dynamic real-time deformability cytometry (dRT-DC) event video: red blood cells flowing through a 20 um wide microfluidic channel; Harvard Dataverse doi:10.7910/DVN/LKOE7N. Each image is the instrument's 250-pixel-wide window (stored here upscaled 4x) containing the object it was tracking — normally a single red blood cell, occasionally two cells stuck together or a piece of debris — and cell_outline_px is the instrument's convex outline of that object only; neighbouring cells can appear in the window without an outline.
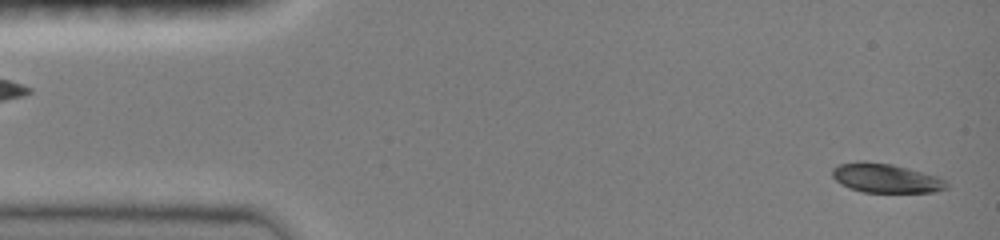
{"species": "common noctule bat (a hibernating species)", "species_latin": "Nyctalus noctula", "temperature_condition": "room temperature", "stored_images_in_passage": 3, "segment_of_instrument_passage": [2, 2], "camera_frame_rate_fps": 3000, "um_per_image_px": 0.085, "animal": {"sex": "female", "body_mass_g": 19.0, "forearm_length_mm": 51.5}, "frame": {"image": 1, "passage_image": 3, "time_ms": 0.667, "image_size_px": [1000, 240], "cell_outline_px": [[948, 188], [932, 192], [864, 192], [848, 188], [840, 184], [832, 176], [832, 168], [840, 164], [856, 160], [864, 160], [892, 164], [920, 172], [944, 180], [948, 184]], "centroid_in_image_um": [75.2, 15.13], "position_along_channel_um": 9.8, "area_um2": 19.31}}